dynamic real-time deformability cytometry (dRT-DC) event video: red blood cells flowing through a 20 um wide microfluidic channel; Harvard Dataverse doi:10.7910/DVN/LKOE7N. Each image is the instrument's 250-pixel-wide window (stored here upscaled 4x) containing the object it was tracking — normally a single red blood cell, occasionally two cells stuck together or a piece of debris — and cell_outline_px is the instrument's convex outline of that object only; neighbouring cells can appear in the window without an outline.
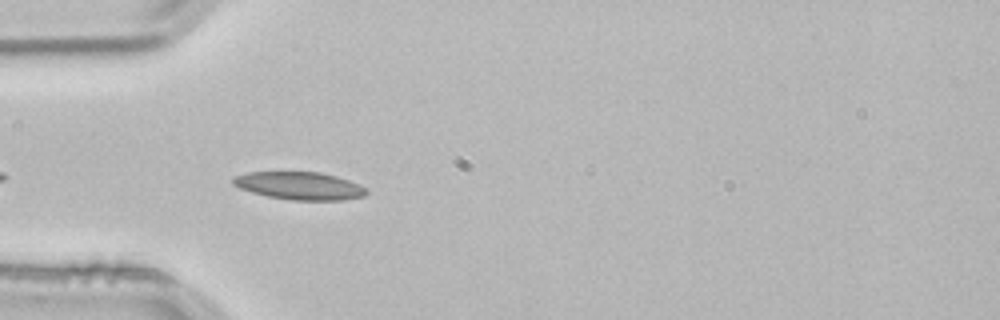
{"species": "common noctule bat (a hibernating species)", "species_latin": "Nyctalus noctula", "temperature_condition": "room temperature", "stored_images_in_passage": 7, "camera_frame_rate_fps": 3000, "um_per_image_px": 0.085, "animal": {"sex": "male", "body_mass_g": 21.5, "forearm_length_mm": 52.0}, "frame": {"image": 1, "passage_image": 3, "time_ms": 0.667, "image_size_px": [1000, 320], "cell_outline_px": [[368, 192], [364, 196], [344, 200], [292, 200], [268, 196], [252, 192], [240, 188], [232, 184], [232, 176], [248, 172], [320, 172], [336, 176], [360, 184]], "centroid_in_image_um": [25.45, 15.79], "position_along_channel_um": 59.6, "area_um2": 21.56}}